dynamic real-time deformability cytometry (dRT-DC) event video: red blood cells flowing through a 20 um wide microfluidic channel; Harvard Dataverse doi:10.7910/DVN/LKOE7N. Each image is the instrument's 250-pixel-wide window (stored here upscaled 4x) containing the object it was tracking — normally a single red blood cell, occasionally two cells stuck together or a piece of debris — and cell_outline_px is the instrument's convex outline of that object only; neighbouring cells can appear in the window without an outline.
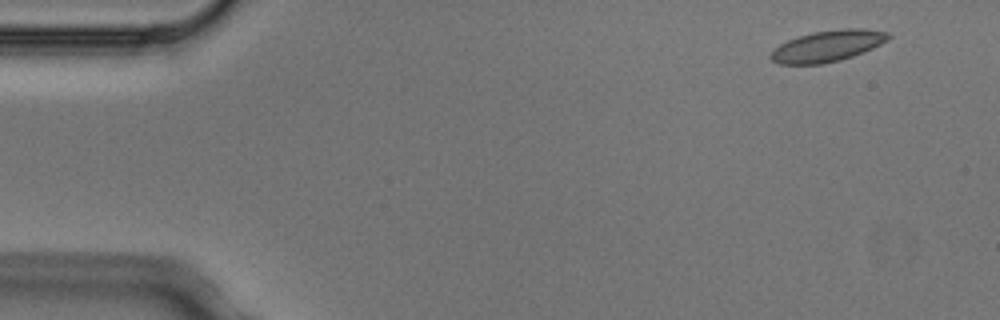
{"species": "Egyptian fruit bat (a non-hibernating species)", "species_latin": "Rousettus aegyptiacus", "temperature_condition": "cold", "stored_images_in_passage": 4, "camera_frame_rate_fps": 3000, "um_per_image_px": 0.085, "animal": {"sex": "male"}, "frame": {"image": 1, "passage_image": 1, "time_ms": 0.0, "image_size_px": [1000, 320], "cell_outline_px": [[892, 36], [888, 40], [864, 52], [840, 60], [824, 64], [776, 64], [768, 56], [772, 48], [788, 40], [812, 32], [844, 28], [860, 28], [888, 32]], "centroid_in_image_um": [70.31, 3.91], "position_along_channel_um": 14.7, "area_um2": 21.56}}